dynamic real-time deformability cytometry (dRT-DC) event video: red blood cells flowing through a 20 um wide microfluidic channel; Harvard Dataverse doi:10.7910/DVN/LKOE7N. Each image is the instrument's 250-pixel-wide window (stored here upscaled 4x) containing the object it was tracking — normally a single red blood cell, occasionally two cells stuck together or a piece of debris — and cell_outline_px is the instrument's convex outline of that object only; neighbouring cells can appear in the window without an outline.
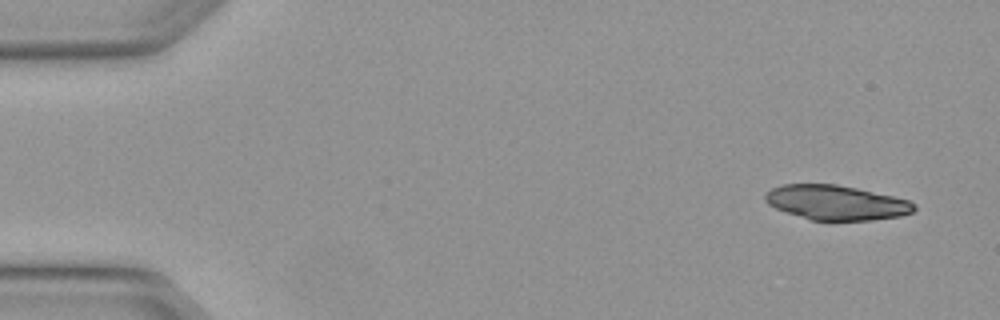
{"species": "Egyptian fruit bat (a non-hibernating species)", "species_latin": "Rousettus aegyptiacus", "temperature_condition": "warm", "stored_images_in_passage": 4, "camera_frame_rate_fps": 3000, "um_per_image_px": 0.085, "animal": {"sex": "female"}, "frame": {"image": 1, "passage_image": 1, "time_ms": 0.0, "image_size_px": [1000, 320], "cell_outline_px": [[916, 208], [912, 212], [900, 216], [872, 220], [812, 220], [776, 208], [768, 204], [764, 200], [764, 196], [772, 188], [784, 184], [836, 184], [856, 188], [892, 196], [908, 200], [916, 204]], "centroid_in_image_um": [71.09, 17.22], "position_along_channel_um": 13.9, "area_um2": 29.77}}
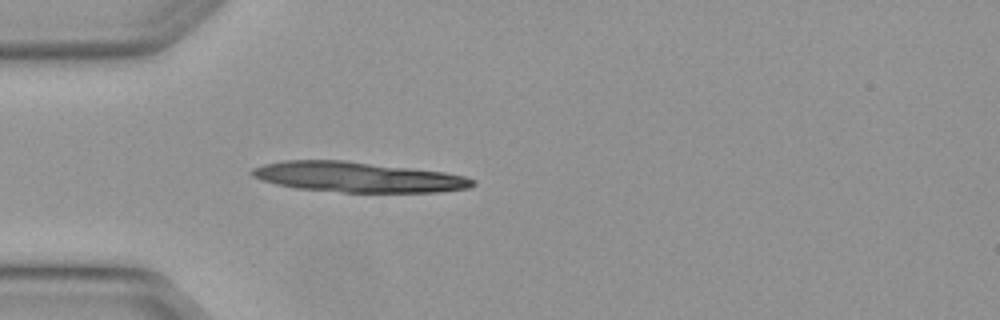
{"frame": {"image": 2, "passage_image": 4, "time_ms": 1.0, "image_size_px": [1000, 320], "cell_outline_px": [[476, 184], [468, 188], [440, 192], [344, 192], [296, 188], [276, 184], [252, 176], [248, 172], [252, 168], [264, 164], [284, 160], [344, 160], [412, 168], [444, 172], [464, 176], [476, 180]], "centroid_in_image_um": [30.41, 15.05], "position_along_channel_um": 54.6, "area_um2": 38.84}}